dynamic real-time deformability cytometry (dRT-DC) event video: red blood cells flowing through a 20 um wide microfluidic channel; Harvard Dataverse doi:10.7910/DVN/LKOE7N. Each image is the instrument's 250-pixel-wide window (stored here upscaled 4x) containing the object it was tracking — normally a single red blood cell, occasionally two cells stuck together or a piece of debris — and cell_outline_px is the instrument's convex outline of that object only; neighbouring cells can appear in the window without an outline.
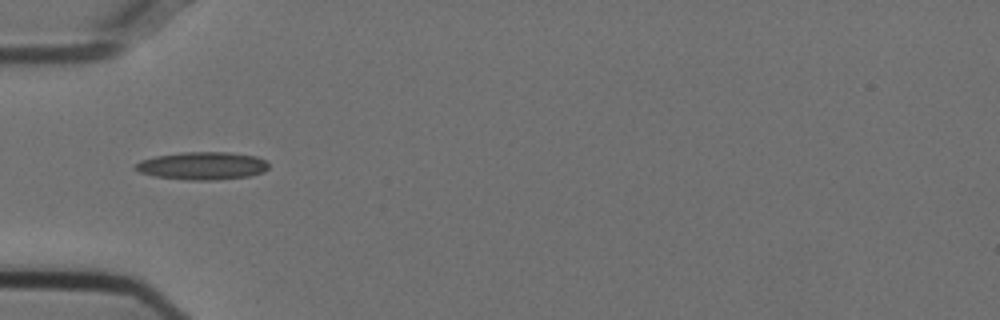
{"species": "Egyptian fruit bat (a non-hibernating species)", "species_latin": "Rousettus aegyptiacus", "temperature_condition": "cold", "stored_images_in_passage": 10, "camera_frame_rate_fps": 3000, "um_per_image_px": 0.085, "animal": {"sex": "female"}, "frame": {"image": 1, "passage_image": 1, "time_ms": 0.0, "image_size_px": [1000, 320], "cell_outline_px": [[268, 168], [264, 172], [248, 176], [216, 180], [188, 180], [156, 176], [140, 172], [132, 168], [140, 160], [156, 156], [184, 152], [228, 152], [256, 156], [264, 160], [268, 164]], "centroid_in_image_um": [17.2, 14.09], "position_along_channel_um": 67.8, "area_um2": 21.5}}
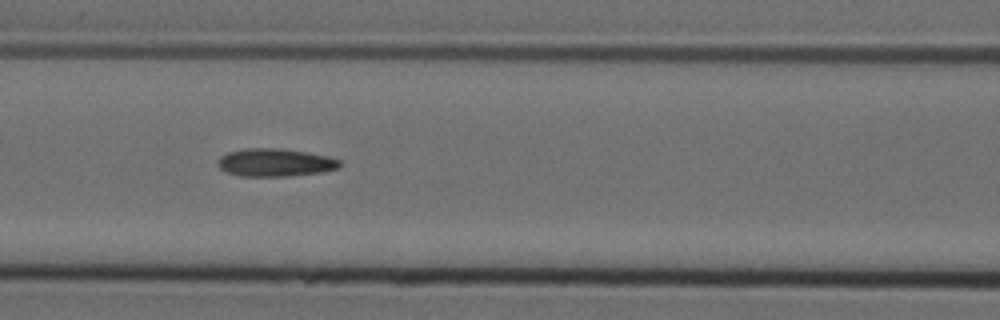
{"frame": {"image": 2, "passage_image": 7, "time_ms": 2.0, "image_size_px": [1000, 320], "cell_outline_px": [[340, 164], [336, 168], [320, 172], [292, 176], [240, 176], [228, 172], [220, 168], [216, 164], [220, 156], [228, 152], [248, 148], [280, 148], [308, 152], [328, 156], [340, 160]], "centroid_in_image_um": [23.36, 13.81], "position_along_channel_um": 143.2, "area_um2": 19.77}}
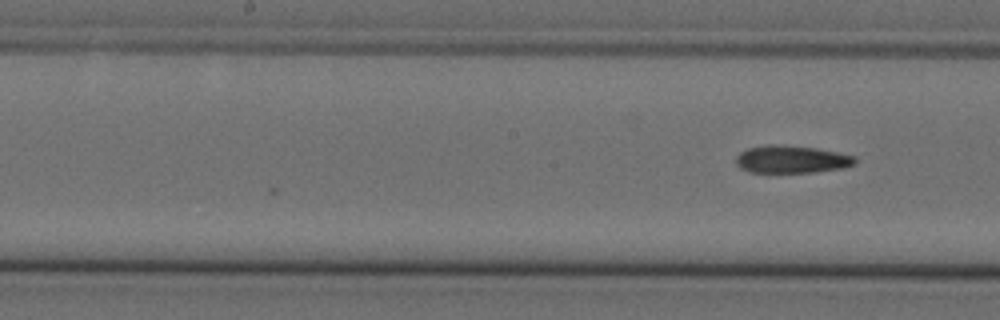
{"frame": {"image": 3, "passage_image": 10, "time_ms": 3.0, "image_size_px": [1000, 320], "cell_outline_px": [[856, 164], [844, 168], [816, 172], [748, 172], [740, 168], [736, 164], [736, 156], [740, 152], [748, 148], [768, 144], [776, 144], [816, 148], [856, 156]], "centroid_in_image_um": [67.28, 13.54], "position_along_channel_um": 180.9, "area_um2": 19.25}}